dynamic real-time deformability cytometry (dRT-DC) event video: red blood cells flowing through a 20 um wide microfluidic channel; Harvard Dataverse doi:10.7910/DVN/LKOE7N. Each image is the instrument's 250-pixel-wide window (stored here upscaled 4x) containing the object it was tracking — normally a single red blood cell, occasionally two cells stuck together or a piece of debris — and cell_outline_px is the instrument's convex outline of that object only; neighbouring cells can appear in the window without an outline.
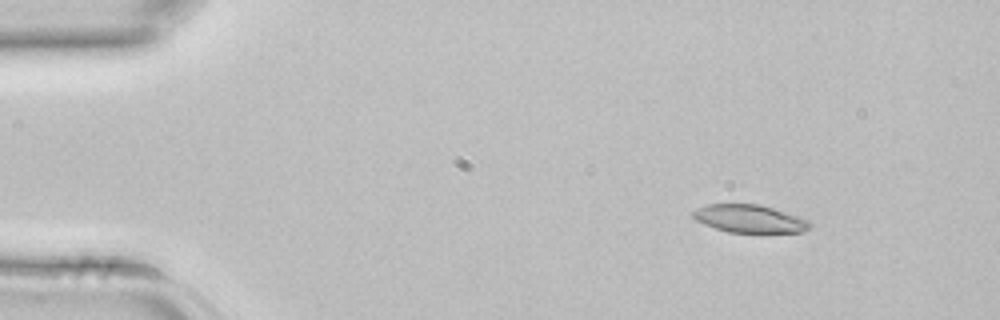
{"species": "common noctule bat (a hibernating species)", "species_latin": "Nyctalus noctula", "temperature_condition": "room temperature", "stored_images_in_passage": 4, "camera_frame_rate_fps": 3000, "um_per_image_px": 0.085, "animal": {"sex": "female", "body_mass_g": 22.7, "forearm_length_mm": 54.2}, "frame": {"image": 1, "passage_image": 2, "time_ms": 0.333, "image_size_px": [1000, 320], "cell_outline_px": [[812, 224], [804, 232], [728, 232], [704, 224], [696, 220], [692, 216], [692, 212], [696, 208], [708, 204], [760, 204], [800, 216], [808, 220]], "centroid_in_image_um": [63.72, 18.58], "position_along_channel_um": 21.3, "area_um2": 18.96}}
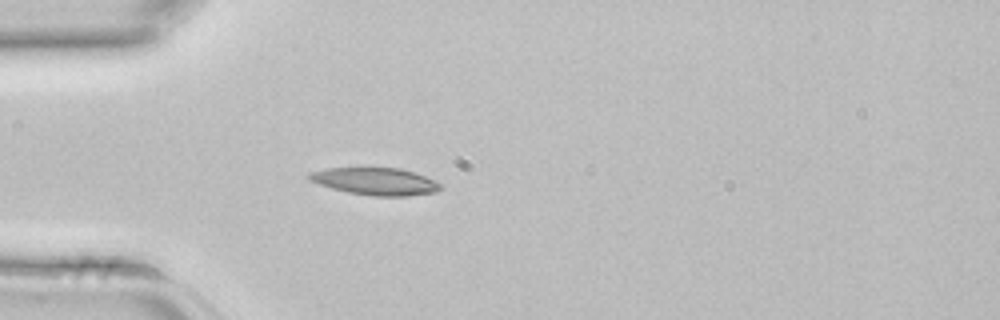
{"frame": {"image": 2, "passage_image": 4, "time_ms": 1.0, "image_size_px": [1000, 320], "cell_outline_px": [[440, 188], [436, 192], [408, 196], [372, 196], [348, 192], [332, 188], [308, 180], [308, 172], [328, 168], [400, 168], [424, 176], [440, 184]], "centroid_in_image_um": [31.87, 15.42], "position_along_channel_um": 53.1, "area_um2": 20.63}}